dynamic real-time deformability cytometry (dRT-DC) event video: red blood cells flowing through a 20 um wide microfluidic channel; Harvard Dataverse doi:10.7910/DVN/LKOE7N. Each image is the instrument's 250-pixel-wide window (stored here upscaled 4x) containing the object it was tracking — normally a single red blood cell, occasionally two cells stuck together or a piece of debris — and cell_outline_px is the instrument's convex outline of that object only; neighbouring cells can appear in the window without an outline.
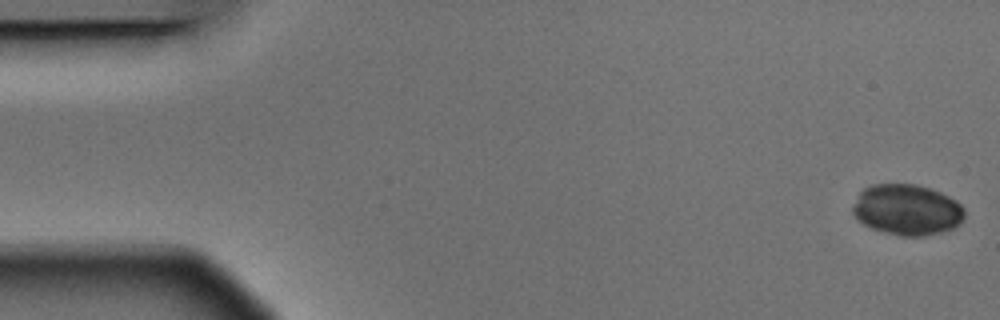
{"species": "Egyptian fruit bat (a non-hibernating species)", "species_latin": "Rousettus aegyptiacus", "temperature_condition": "warm", "stored_images_in_passage": 6, "camera_frame_rate_fps": 3000, "um_per_image_px": 0.085, "animal": {"sex": "male"}, "frame": {"image": 1, "passage_image": 1, "time_ms": 0.0, "image_size_px": [1000, 320], "cell_outline_px": [[964, 216], [960, 224], [952, 228], [940, 232], [924, 236], [900, 236], [884, 232], [872, 228], [864, 224], [852, 212], [852, 208], [860, 192], [864, 188], [872, 184], [912, 184], [928, 188], [940, 192], [956, 200], [964, 208]], "centroid_in_image_um": [77.1, 17.83], "position_along_channel_um": 7.9, "area_um2": 32.89}}
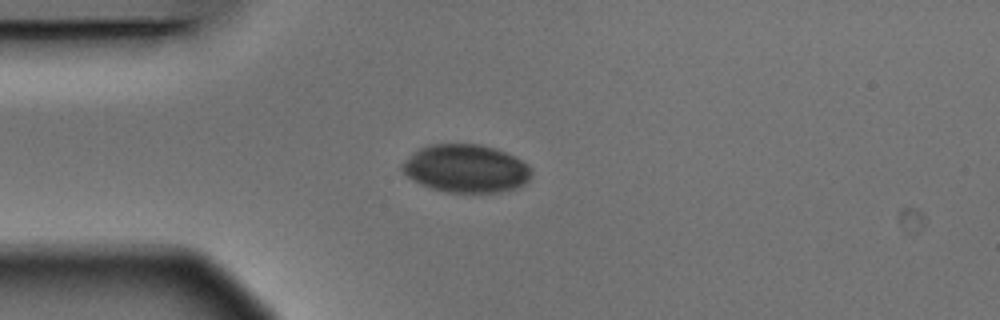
{"frame": {"image": 2, "passage_image": 4, "time_ms": 1.0, "image_size_px": [1000, 320], "cell_outline_px": [[532, 176], [524, 184], [516, 188], [496, 192], [448, 192], [432, 188], [420, 184], [412, 180], [400, 168], [400, 164], [412, 152], [428, 144], [480, 144], [496, 148], [528, 164], [532, 168]], "centroid_in_image_um": [39.58, 14.31], "position_along_channel_um": 45.4, "area_um2": 36.24}}
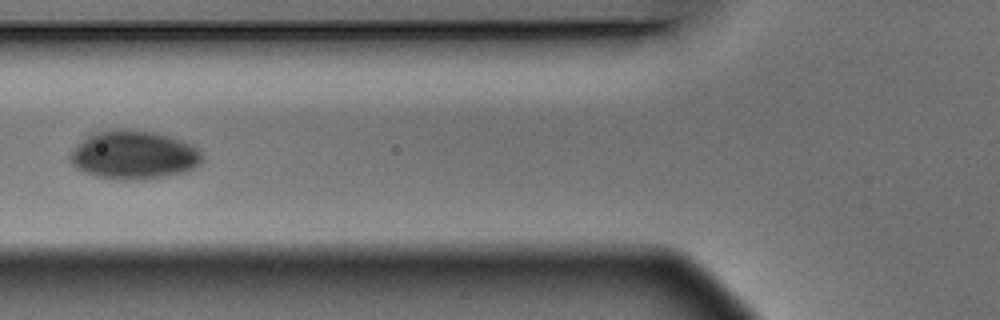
{"frame": {"image": 3, "passage_image": 6, "time_ms": 1.667, "image_size_px": [1000, 320], "cell_outline_px": [[204, 160], [200, 164], [184, 172], [136, 180], [116, 180], [96, 176], [84, 172], [76, 168], [68, 160], [68, 156], [76, 144], [80, 140], [92, 132], [124, 128], [152, 132], [168, 136], [200, 148]], "centroid_in_image_um": [11.32, 13.16], "position_along_channel_um": 114.5, "area_um2": 37.57}}